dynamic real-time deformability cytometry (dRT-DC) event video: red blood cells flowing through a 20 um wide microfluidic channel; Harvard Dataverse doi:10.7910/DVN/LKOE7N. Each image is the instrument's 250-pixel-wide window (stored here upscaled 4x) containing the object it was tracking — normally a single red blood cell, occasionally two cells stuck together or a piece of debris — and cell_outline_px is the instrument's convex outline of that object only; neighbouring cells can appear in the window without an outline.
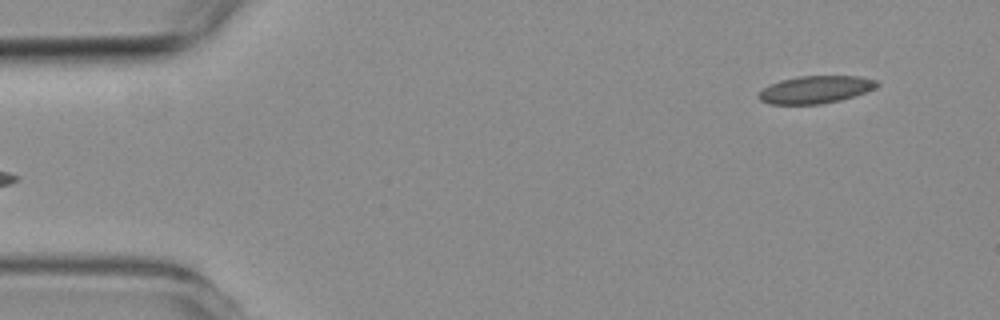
{"species": "common noctule bat (a hibernating species)", "species_latin": "Nyctalus noctula", "temperature_condition": "room temperature", "stored_images_in_passage": 4, "camera_frame_rate_fps": 3000, "um_per_image_px": 0.085, "animal": {"sex": "female", "body_mass_g": 19.3, "forearm_length_mm": 54.1}, "frame": {"image": 1, "passage_image": 4, "time_ms": 4.0, "image_size_px": [1000, 320], "cell_outline_px": [[880, 84], [876, 88], [840, 100], [820, 104], [768, 104], [760, 100], [756, 96], [764, 88], [780, 80], [800, 76], [860, 76], [876, 80]], "centroid_in_image_um": [69.31, 7.61], "position_along_channel_um": 15.7, "area_um2": 18.84}}